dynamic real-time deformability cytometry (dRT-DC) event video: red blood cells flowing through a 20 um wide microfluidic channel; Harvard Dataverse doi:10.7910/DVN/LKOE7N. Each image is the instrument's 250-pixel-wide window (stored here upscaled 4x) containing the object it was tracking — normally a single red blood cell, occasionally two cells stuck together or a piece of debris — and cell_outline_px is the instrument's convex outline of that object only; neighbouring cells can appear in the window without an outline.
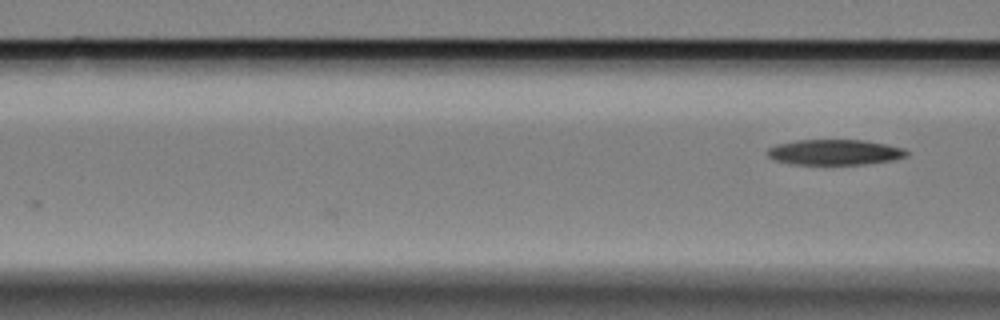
{"species": "Egyptian fruit bat (a non-hibernating species)", "species_latin": "Rousettus aegyptiacus", "temperature_condition": "cold", "stored_images_in_passage": 7, "camera_frame_rate_fps": 3000, "um_per_image_px": 0.085, "animal": {"sex": "female"}, "frame": {"image": 1, "passage_image": 7, "time_ms": 2.0, "image_size_px": [1000, 320], "cell_outline_px": [[908, 156], [896, 160], [868, 164], [788, 164], [776, 160], [768, 156], [768, 148], [776, 144], [796, 140], [864, 140], [904, 148], [908, 152]], "centroid_in_image_um": [70.98, 12.94], "position_along_channel_um": 95.6, "area_um2": 20.75}}